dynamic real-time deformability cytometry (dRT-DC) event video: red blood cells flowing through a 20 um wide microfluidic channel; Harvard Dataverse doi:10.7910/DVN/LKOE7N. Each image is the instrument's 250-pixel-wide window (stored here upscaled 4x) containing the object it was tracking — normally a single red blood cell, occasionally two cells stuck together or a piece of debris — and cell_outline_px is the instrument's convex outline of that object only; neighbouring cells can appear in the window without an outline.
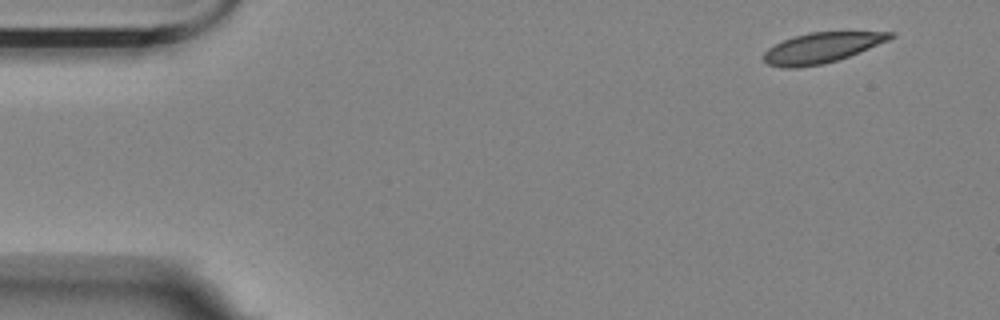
{"species": "Egyptian fruit bat (a non-hibernating species)", "species_latin": "Rousettus aegyptiacus", "temperature_condition": "room temperature", "stored_images_in_passage": 14, "camera_frame_rate_fps": 3000, "um_per_image_px": 0.085, "animal": {"sex": "female"}, "frame": {"image": 1, "passage_image": 1, "time_ms": 0.0, "image_size_px": [1000, 320], "cell_outline_px": [[896, 36], [888, 40], [848, 56], [824, 64], [796, 68], [784, 68], [768, 64], [764, 60], [764, 52], [768, 48], [784, 40], [808, 32], [896, 32]], "centroid_in_image_um": [69.83, 4.06], "position_along_channel_um": 15.2, "area_um2": 22.02}}
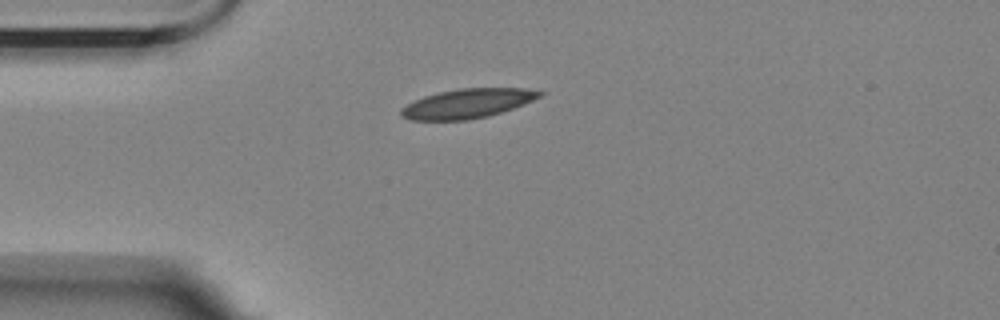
{"frame": {"image": 2, "passage_image": 11, "time_ms": 3.333, "image_size_px": [1000, 320], "cell_outline_px": [[544, 92], [540, 96], [524, 104], [488, 116], [468, 120], [412, 120], [400, 116], [400, 108], [424, 96], [440, 92], [460, 88], [524, 88]], "centroid_in_image_um": [39.7, 8.8], "position_along_channel_um": 45.3, "area_um2": 23.47}}